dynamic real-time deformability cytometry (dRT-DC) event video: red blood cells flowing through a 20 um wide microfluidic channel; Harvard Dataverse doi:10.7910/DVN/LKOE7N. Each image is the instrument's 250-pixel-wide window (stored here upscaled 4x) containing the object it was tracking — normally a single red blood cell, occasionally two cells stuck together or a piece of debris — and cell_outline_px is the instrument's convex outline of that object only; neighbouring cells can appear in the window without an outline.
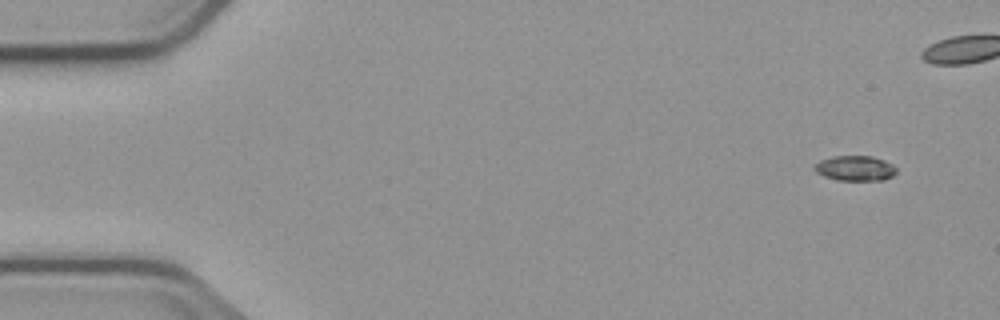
{"species": "common noctule bat (a hibernating species)", "species_latin": "Nyctalus noctula", "temperature_condition": "cold", "stored_images_in_passage": 8, "camera_frame_rate_fps": 3000, "um_per_image_px": 0.085, "animal": {"sex": "male", "body_mass_g": 23.1, "forearm_length_mm": 52.7}, "frame": {"image": 1, "passage_image": 1, "time_ms": 0.0, "image_size_px": [1000, 320], "cell_outline_px": [[896, 172], [892, 176], [884, 180], [836, 180], [824, 176], [816, 172], [812, 168], [820, 160], [832, 156], [872, 156], [884, 160], [892, 164], [896, 168]], "centroid_in_image_um": [72.68, 14.3], "position_along_channel_um": 12.3, "area_um2": 12.02}}
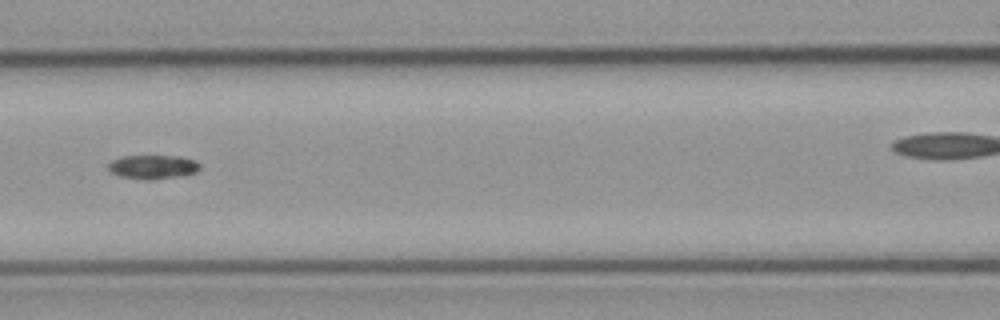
{"frame": {"image": 2, "passage_image": 7, "time_ms": 7.0, "image_size_px": [1000, 320], "cell_outline_px": [[200, 168], [196, 172], [184, 176], [152, 180], [144, 180], [120, 176], [112, 172], [108, 168], [108, 164], [112, 160], [120, 156], [180, 156], [196, 160], [200, 164]], "centroid_in_image_um": [13.03, 14.19], "position_along_channel_um": 153.6, "area_um2": 13.01}}